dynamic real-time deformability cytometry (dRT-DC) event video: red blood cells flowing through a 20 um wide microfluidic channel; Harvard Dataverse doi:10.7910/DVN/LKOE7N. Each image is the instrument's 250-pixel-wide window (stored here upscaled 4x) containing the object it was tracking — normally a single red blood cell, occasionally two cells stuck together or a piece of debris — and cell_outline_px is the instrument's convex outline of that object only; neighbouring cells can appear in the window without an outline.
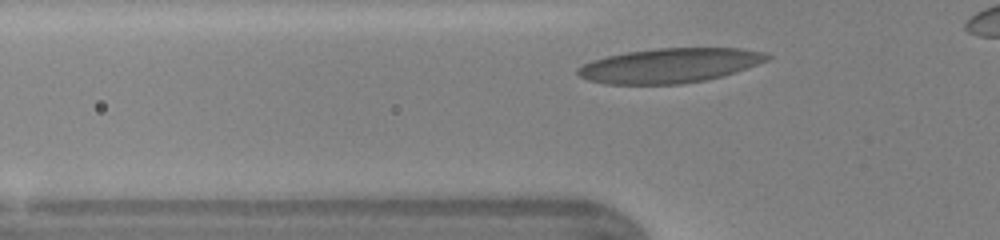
{"species": "human", "species_latin": "Homo sapiens", "temperature_condition": "warm", "stored_images_in_passage": 28, "camera_frame_rate_fps": 3000, "um_per_image_px": 0.085, "donor": {"sex": "female"}, "frame": {"image": 1, "passage_image": 5, "time_ms": 1.333, "image_size_px": [1000, 240], "cell_outline_px": [[772, 56], [768, 60], [736, 72], [704, 80], [684, 84], [604, 84], [588, 80], [580, 76], [576, 72], [576, 68], [592, 60], [608, 56], [628, 52], [656, 48], [740, 48], [764, 52]], "centroid_in_image_um": [56.92, 5.57], "position_along_channel_um": 68.9, "area_um2": 38.09}}
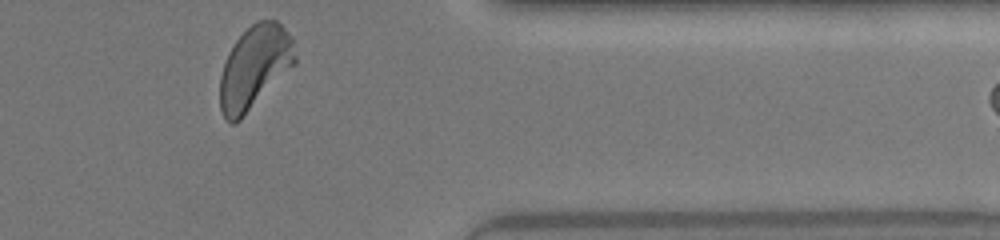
{"frame": {"image": 2, "passage_image": 28, "time_ms": 9.0, "image_size_px": [1000, 240], "cell_outline_px": [[296, 64], [236, 124], [232, 124], [224, 116], [220, 108], [220, 76], [228, 52], [236, 40], [256, 20], [276, 20], [284, 28], [292, 40], [296, 56]], "centroid_in_image_um": [21.64, 5.73], "position_along_channel_um": 389.8, "area_um2": 36.18}, "authors_computed_cell_mechanics": {"area_um2": 35.9227, "velocity_mm_per_s": 4.3591, "shape_relaxation_time_tau1_ms": 5.4577, "shape_relaxation_time_tau2_ms": 0.8608, "deformation_change_tau1": 0.174, "deformation_change_tau2": 0.0656}}